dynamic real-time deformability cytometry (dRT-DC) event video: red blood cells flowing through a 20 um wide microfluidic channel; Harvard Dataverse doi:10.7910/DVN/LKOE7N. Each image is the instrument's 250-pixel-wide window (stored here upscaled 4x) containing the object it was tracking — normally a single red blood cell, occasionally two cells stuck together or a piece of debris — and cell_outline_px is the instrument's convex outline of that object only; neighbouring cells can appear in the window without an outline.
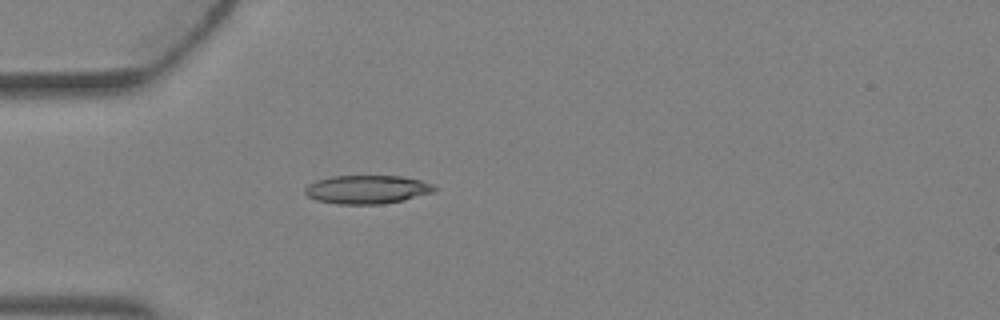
{"species": "Egyptian fruit bat (a non-hibernating species)", "species_latin": "Rousettus aegyptiacus", "temperature_condition": "warm", "stored_images_in_passage": 4, "camera_frame_rate_fps": 3000, "um_per_image_px": 0.085, "animal": {"sex": "female"}, "frame": {"image": 1, "passage_image": 4, "time_ms": 1.0, "image_size_px": [1000, 320], "cell_outline_px": [[436, 188], [432, 192], [404, 200], [384, 204], [336, 204], [316, 200], [308, 196], [304, 192], [304, 188], [308, 184], [316, 180], [332, 176], [400, 176], [420, 180], [432, 184]], "centroid_in_image_um": [31.16, 16.11], "position_along_channel_um": 53.8, "area_um2": 21.5}}